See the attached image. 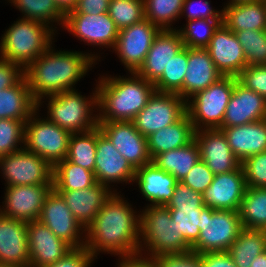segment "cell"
Instances as JSON below:
<instances>
[{
    "label": "cell",
    "mask_w": 266,
    "mask_h": 267,
    "mask_svg": "<svg viewBox=\"0 0 266 267\" xmlns=\"http://www.w3.org/2000/svg\"><path fill=\"white\" fill-rule=\"evenodd\" d=\"M121 192H114L106 200L85 229L84 247L96 259L100 253L117 258L139 255L141 210H134Z\"/></svg>",
    "instance_id": "6da1fadb"
},
{
    "label": "cell",
    "mask_w": 266,
    "mask_h": 267,
    "mask_svg": "<svg viewBox=\"0 0 266 267\" xmlns=\"http://www.w3.org/2000/svg\"><path fill=\"white\" fill-rule=\"evenodd\" d=\"M54 45L24 70L32 97L37 103L44 97L76 90L78 81L88 76V72L102 59V53L62 51L56 50Z\"/></svg>",
    "instance_id": "7a4b0ae2"
},
{
    "label": "cell",
    "mask_w": 266,
    "mask_h": 267,
    "mask_svg": "<svg viewBox=\"0 0 266 267\" xmlns=\"http://www.w3.org/2000/svg\"><path fill=\"white\" fill-rule=\"evenodd\" d=\"M130 74V75H129ZM126 76V77H124ZM98 80V81H97ZM98 122L132 121L156 91L155 85L136 72L97 78Z\"/></svg>",
    "instance_id": "3957f363"
},
{
    "label": "cell",
    "mask_w": 266,
    "mask_h": 267,
    "mask_svg": "<svg viewBox=\"0 0 266 267\" xmlns=\"http://www.w3.org/2000/svg\"><path fill=\"white\" fill-rule=\"evenodd\" d=\"M56 36V32L42 22L18 18L0 38V57L25 70L55 42Z\"/></svg>",
    "instance_id": "277c9868"
},
{
    "label": "cell",
    "mask_w": 266,
    "mask_h": 267,
    "mask_svg": "<svg viewBox=\"0 0 266 267\" xmlns=\"http://www.w3.org/2000/svg\"><path fill=\"white\" fill-rule=\"evenodd\" d=\"M81 93L76 89L44 97L38 103V109L41 111L46 104L47 114L44 115L71 134L91 131L98 127L97 87L95 85L90 96Z\"/></svg>",
    "instance_id": "5b68a950"
},
{
    "label": "cell",
    "mask_w": 266,
    "mask_h": 267,
    "mask_svg": "<svg viewBox=\"0 0 266 267\" xmlns=\"http://www.w3.org/2000/svg\"><path fill=\"white\" fill-rule=\"evenodd\" d=\"M141 210L139 255L153 259L191 250L171 219L168 207L145 205Z\"/></svg>",
    "instance_id": "8992f818"
},
{
    "label": "cell",
    "mask_w": 266,
    "mask_h": 267,
    "mask_svg": "<svg viewBox=\"0 0 266 267\" xmlns=\"http://www.w3.org/2000/svg\"><path fill=\"white\" fill-rule=\"evenodd\" d=\"M234 84V76H222L186 101V113L195 131L222 127Z\"/></svg>",
    "instance_id": "52a82bcc"
},
{
    "label": "cell",
    "mask_w": 266,
    "mask_h": 267,
    "mask_svg": "<svg viewBox=\"0 0 266 267\" xmlns=\"http://www.w3.org/2000/svg\"><path fill=\"white\" fill-rule=\"evenodd\" d=\"M37 109L25 122L24 149L36 153L52 167L67 157L71 133L40 116Z\"/></svg>",
    "instance_id": "ba28073f"
},
{
    "label": "cell",
    "mask_w": 266,
    "mask_h": 267,
    "mask_svg": "<svg viewBox=\"0 0 266 267\" xmlns=\"http://www.w3.org/2000/svg\"><path fill=\"white\" fill-rule=\"evenodd\" d=\"M199 217L200 235L191 246V250L199 254L228 251L243 229L239 211L214 210L205 206Z\"/></svg>",
    "instance_id": "9c48e42d"
},
{
    "label": "cell",
    "mask_w": 266,
    "mask_h": 267,
    "mask_svg": "<svg viewBox=\"0 0 266 267\" xmlns=\"http://www.w3.org/2000/svg\"><path fill=\"white\" fill-rule=\"evenodd\" d=\"M0 170L5 186L53 184V167L24 148L1 156Z\"/></svg>",
    "instance_id": "30bf717a"
},
{
    "label": "cell",
    "mask_w": 266,
    "mask_h": 267,
    "mask_svg": "<svg viewBox=\"0 0 266 267\" xmlns=\"http://www.w3.org/2000/svg\"><path fill=\"white\" fill-rule=\"evenodd\" d=\"M62 28L80 42L87 43L85 45L102 48L101 51L106 48L110 52L111 48L114 49L119 34V29L108 12L98 15L66 13Z\"/></svg>",
    "instance_id": "8fae6325"
},
{
    "label": "cell",
    "mask_w": 266,
    "mask_h": 267,
    "mask_svg": "<svg viewBox=\"0 0 266 267\" xmlns=\"http://www.w3.org/2000/svg\"><path fill=\"white\" fill-rule=\"evenodd\" d=\"M186 113V102L175 93L155 91L146 106L132 120L146 138L173 123Z\"/></svg>",
    "instance_id": "7c38bea8"
},
{
    "label": "cell",
    "mask_w": 266,
    "mask_h": 267,
    "mask_svg": "<svg viewBox=\"0 0 266 267\" xmlns=\"http://www.w3.org/2000/svg\"><path fill=\"white\" fill-rule=\"evenodd\" d=\"M161 31L147 19L119 30L112 53L117 55L127 72H136L143 64L154 38Z\"/></svg>",
    "instance_id": "4fadbf2b"
},
{
    "label": "cell",
    "mask_w": 266,
    "mask_h": 267,
    "mask_svg": "<svg viewBox=\"0 0 266 267\" xmlns=\"http://www.w3.org/2000/svg\"><path fill=\"white\" fill-rule=\"evenodd\" d=\"M95 156L94 176L98 183L106 185L113 193L118 190L114 188L116 183L133 185L136 169L119 153L98 127Z\"/></svg>",
    "instance_id": "5bb4252c"
},
{
    "label": "cell",
    "mask_w": 266,
    "mask_h": 267,
    "mask_svg": "<svg viewBox=\"0 0 266 267\" xmlns=\"http://www.w3.org/2000/svg\"><path fill=\"white\" fill-rule=\"evenodd\" d=\"M0 213L24 222L39 220L53 184L5 186ZM2 206V207H1Z\"/></svg>",
    "instance_id": "9a60e30c"
},
{
    "label": "cell",
    "mask_w": 266,
    "mask_h": 267,
    "mask_svg": "<svg viewBox=\"0 0 266 267\" xmlns=\"http://www.w3.org/2000/svg\"><path fill=\"white\" fill-rule=\"evenodd\" d=\"M39 221L72 248L84 247V227L75 219L65 200L54 189L43 204Z\"/></svg>",
    "instance_id": "2e32d148"
},
{
    "label": "cell",
    "mask_w": 266,
    "mask_h": 267,
    "mask_svg": "<svg viewBox=\"0 0 266 267\" xmlns=\"http://www.w3.org/2000/svg\"><path fill=\"white\" fill-rule=\"evenodd\" d=\"M98 128L135 169L152 162L147 138L132 121L98 122Z\"/></svg>",
    "instance_id": "e0dca14e"
},
{
    "label": "cell",
    "mask_w": 266,
    "mask_h": 267,
    "mask_svg": "<svg viewBox=\"0 0 266 267\" xmlns=\"http://www.w3.org/2000/svg\"><path fill=\"white\" fill-rule=\"evenodd\" d=\"M244 171L240 165L228 173L216 174L202 193L203 204L214 210L239 211L246 190Z\"/></svg>",
    "instance_id": "ac0fdd59"
},
{
    "label": "cell",
    "mask_w": 266,
    "mask_h": 267,
    "mask_svg": "<svg viewBox=\"0 0 266 267\" xmlns=\"http://www.w3.org/2000/svg\"><path fill=\"white\" fill-rule=\"evenodd\" d=\"M205 49L223 76L237 77L246 67V58L241 44L235 33L223 23L214 31Z\"/></svg>",
    "instance_id": "d6986e66"
},
{
    "label": "cell",
    "mask_w": 266,
    "mask_h": 267,
    "mask_svg": "<svg viewBox=\"0 0 266 267\" xmlns=\"http://www.w3.org/2000/svg\"><path fill=\"white\" fill-rule=\"evenodd\" d=\"M29 267H45L62 259L73 248L39 220L27 222Z\"/></svg>",
    "instance_id": "ffe728a7"
},
{
    "label": "cell",
    "mask_w": 266,
    "mask_h": 267,
    "mask_svg": "<svg viewBox=\"0 0 266 267\" xmlns=\"http://www.w3.org/2000/svg\"><path fill=\"white\" fill-rule=\"evenodd\" d=\"M200 159L214 175L236 170L241 162L236 158L220 129H202L194 132Z\"/></svg>",
    "instance_id": "44dd1931"
},
{
    "label": "cell",
    "mask_w": 266,
    "mask_h": 267,
    "mask_svg": "<svg viewBox=\"0 0 266 267\" xmlns=\"http://www.w3.org/2000/svg\"><path fill=\"white\" fill-rule=\"evenodd\" d=\"M266 119V99L246 88L235 77L233 93L221 128L240 126Z\"/></svg>",
    "instance_id": "7402d4cb"
},
{
    "label": "cell",
    "mask_w": 266,
    "mask_h": 267,
    "mask_svg": "<svg viewBox=\"0 0 266 267\" xmlns=\"http://www.w3.org/2000/svg\"><path fill=\"white\" fill-rule=\"evenodd\" d=\"M184 47L177 30H161L136 73L154 84L162 76L170 60Z\"/></svg>",
    "instance_id": "603a6c76"
},
{
    "label": "cell",
    "mask_w": 266,
    "mask_h": 267,
    "mask_svg": "<svg viewBox=\"0 0 266 267\" xmlns=\"http://www.w3.org/2000/svg\"><path fill=\"white\" fill-rule=\"evenodd\" d=\"M0 263L29 267L27 222L0 213Z\"/></svg>",
    "instance_id": "cb8c5ba5"
},
{
    "label": "cell",
    "mask_w": 266,
    "mask_h": 267,
    "mask_svg": "<svg viewBox=\"0 0 266 267\" xmlns=\"http://www.w3.org/2000/svg\"><path fill=\"white\" fill-rule=\"evenodd\" d=\"M133 183L143 199L149 202L146 205L165 206L174 193L177 180L151 162L136 169Z\"/></svg>",
    "instance_id": "d4e9b609"
},
{
    "label": "cell",
    "mask_w": 266,
    "mask_h": 267,
    "mask_svg": "<svg viewBox=\"0 0 266 267\" xmlns=\"http://www.w3.org/2000/svg\"><path fill=\"white\" fill-rule=\"evenodd\" d=\"M56 192L62 196L75 219L84 229L93 222L103 204L113 194L106 185L98 182L85 189Z\"/></svg>",
    "instance_id": "484cf974"
},
{
    "label": "cell",
    "mask_w": 266,
    "mask_h": 267,
    "mask_svg": "<svg viewBox=\"0 0 266 267\" xmlns=\"http://www.w3.org/2000/svg\"><path fill=\"white\" fill-rule=\"evenodd\" d=\"M222 76L205 48L188 47V66L183 81V100L186 102Z\"/></svg>",
    "instance_id": "4316f807"
},
{
    "label": "cell",
    "mask_w": 266,
    "mask_h": 267,
    "mask_svg": "<svg viewBox=\"0 0 266 267\" xmlns=\"http://www.w3.org/2000/svg\"><path fill=\"white\" fill-rule=\"evenodd\" d=\"M220 130L241 163L250 156L266 151V119Z\"/></svg>",
    "instance_id": "83f0119b"
},
{
    "label": "cell",
    "mask_w": 266,
    "mask_h": 267,
    "mask_svg": "<svg viewBox=\"0 0 266 267\" xmlns=\"http://www.w3.org/2000/svg\"><path fill=\"white\" fill-rule=\"evenodd\" d=\"M222 6V23L228 29L266 30V0Z\"/></svg>",
    "instance_id": "f1b7e54d"
},
{
    "label": "cell",
    "mask_w": 266,
    "mask_h": 267,
    "mask_svg": "<svg viewBox=\"0 0 266 267\" xmlns=\"http://www.w3.org/2000/svg\"><path fill=\"white\" fill-rule=\"evenodd\" d=\"M192 122L185 113L177 122L147 137L148 152L153 159L156 155L186 146L194 139Z\"/></svg>",
    "instance_id": "f546056e"
},
{
    "label": "cell",
    "mask_w": 266,
    "mask_h": 267,
    "mask_svg": "<svg viewBox=\"0 0 266 267\" xmlns=\"http://www.w3.org/2000/svg\"><path fill=\"white\" fill-rule=\"evenodd\" d=\"M38 109L25 76L10 88L0 90V119H16L24 123Z\"/></svg>",
    "instance_id": "4dcf8cb0"
},
{
    "label": "cell",
    "mask_w": 266,
    "mask_h": 267,
    "mask_svg": "<svg viewBox=\"0 0 266 267\" xmlns=\"http://www.w3.org/2000/svg\"><path fill=\"white\" fill-rule=\"evenodd\" d=\"M200 160L198 144L193 139L186 146L156 155L152 162L160 169L181 181Z\"/></svg>",
    "instance_id": "1f68e13d"
},
{
    "label": "cell",
    "mask_w": 266,
    "mask_h": 267,
    "mask_svg": "<svg viewBox=\"0 0 266 267\" xmlns=\"http://www.w3.org/2000/svg\"><path fill=\"white\" fill-rule=\"evenodd\" d=\"M266 251V231L243 228L228 249L236 267H250L254 258Z\"/></svg>",
    "instance_id": "d6a6232c"
},
{
    "label": "cell",
    "mask_w": 266,
    "mask_h": 267,
    "mask_svg": "<svg viewBox=\"0 0 266 267\" xmlns=\"http://www.w3.org/2000/svg\"><path fill=\"white\" fill-rule=\"evenodd\" d=\"M11 3L24 19L42 22L51 27L56 33L62 28L65 14L59 9L54 0H4ZM56 25V27H55ZM59 26V27H57ZM57 29V30H56Z\"/></svg>",
    "instance_id": "836d02e7"
},
{
    "label": "cell",
    "mask_w": 266,
    "mask_h": 267,
    "mask_svg": "<svg viewBox=\"0 0 266 267\" xmlns=\"http://www.w3.org/2000/svg\"><path fill=\"white\" fill-rule=\"evenodd\" d=\"M52 179L55 191L85 189L97 183L94 172L75 165L66 158L53 167Z\"/></svg>",
    "instance_id": "e575fe53"
},
{
    "label": "cell",
    "mask_w": 266,
    "mask_h": 267,
    "mask_svg": "<svg viewBox=\"0 0 266 267\" xmlns=\"http://www.w3.org/2000/svg\"><path fill=\"white\" fill-rule=\"evenodd\" d=\"M239 216L243 228L266 231V187H247Z\"/></svg>",
    "instance_id": "d590c367"
},
{
    "label": "cell",
    "mask_w": 266,
    "mask_h": 267,
    "mask_svg": "<svg viewBox=\"0 0 266 267\" xmlns=\"http://www.w3.org/2000/svg\"><path fill=\"white\" fill-rule=\"evenodd\" d=\"M97 127L88 132L71 134L66 159L94 172Z\"/></svg>",
    "instance_id": "8d00e7d4"
},
{
    "label": "cell",
    "mask_w": 266,
    "mask_h": 267,
    "mask_svg": "<svg viewBox=\"0 0 266 267\" xmlns=\"http://www.w3.org/2000/svg\"><path fill=\"white\" fill-rule=\"evenodd\" d=\"M184 0H144L145 19L161 30H177L174 23L180 20Z\"/></svg>",
    "instance_id": "74e56055"
},
{
    "label": "cell",
    "mask_w": 266,
    "mask_h": 267,
    "mask_svg": "<svg viewBox=\"0 0 266 267\" xmlns=\"http://www.w3.org/2000/svg\"><path fill=\"white\" fill-rule=\"evenodd\" d=\"M188 66V47L177 53L154 83L158 92L175 93L183 99V81Z\"/></svg>",
    "instance_id": "f35d334b"
},
{
    "label": "cell",
    "mask_w": 266,
    "mask_h": 267,
    "mask_svg": "<svg viewBox=\"0 0 266 267\" xmlns=\"http://www.w3.org/2000/svg\"><path fill=\"white\" fill-rule=\"evenodd\" d=\"M222 19H196L186 21V26H177L184 45L190 48H206Z\"/></svg>",
    "instance_id": "ab89813d"
},
{
    "label": "cell",
    "mask_w": 266,
    "mask_h": 267,
    "mask_svg": "<svg viewBox=\"0 0 266 267\" xmlns=\"http://www.w3.org/2000/svg\"><path fill=\"white\" fill-rule=\"evenodd\" d=\"M241 44L248 65H266V30L233 31Z\"/></svg>",
    "instance_id": "60d3db41"
},
{
    "label": "cell",
    "mask_w": 266,
    "mask_h": 267,
    "mask_svg": "<svg viewBox=\"0 0 266 267\" xmlns=\"http://www.w3.org/2000/svg\"><path fill=\"white\" fill-rule=\"evenodd\" d=\"M108 14L120 30L145 19L144 0H110Z\"/></svg>",
    "instance_id": "b9f144b4"
},
{
    "label": "cell",
    "mask_w": 266,
    "mask_h": 267,
    "mask_svg": "<svg viewBox=\"0 0 266 267\" xmlns=\"http://www.w3.org/2000/svg\"><path fill=\"white\" fill-rule=\"evenodd\" d=\"M204 207L205 205L197 209H169L177 230L190 246L198 240L200 235L201 219L199 216Z\"/></svg>",
    "instance_id": "7bdbcfd3"
},
{
    "label": "cell",
    "mask_w": 266,
    "mask_h": 267,
    "mask_svg": "<svg viewBox=\"0 0 266 267\" xmlns=\"http://www.w3.org/2000/svg\"><path fill=\"white\" fill-rule=\"evenodd\" d=\"M24 127L23 121L0 119V157L24 148Z\"/></svg>",
    "instance_id": "ee69618b"
},
{
    "label": "cell",
    "mask_w": 266,
    "mask_h": 267,
    "mask_svg": "<svg viewBox=\"0 0 266 267\" xmlns=\"http://www.w3.org/2000/svg\"><path fill=\"white\" fill-rule=\"evenodd\" d=\"M241 166L247 187H266V151L248 157Z\"/></svg>",
    "instance_id": "f6af8a7d"
},
{
    "label": "cell",
    "mask_w": 266,
    "mask_h": 267,
    "mask_svg": "<svg viewBox=\"0 0 266 267\" xmlns=\"http://www.w3.org/2000/svg\"><path fill=\"white\" fill-rule=\"evenodd\" d=\"M203 205L202 193L192 190L181 181H177L174 193L165 206L169 209H197Z\"/></svg>",
    "instance_id": "bcb514c9"
},
{
    "label": "cell",
    "mask_w": 266,
    "mask_h": 267,
    "mask_svg": "<svg viewBox=\"0 0 266 267\" xmlns=\"http://www.w3.org/2000/svg\"><path fill=\"white\" fill-rule=\"evenodd\" d=\"M223 10L211 6L209 0H184L180 19L186 18L185 21L196 19H222Z\"/></svg>",
    "instance_id": "7dc6e473"
},
{
    "label": "cell",
    "mask_w": 266,
    "mask_h": 267,
    "mask_svg": "<svg viewBox=\"0 0 266 267\" xmlns=\"http://www.w3.org/2000/svg\"><path fill=\"white\" fill-rule=\"evenodd\" d=\"M246 88L266 99V65H248L237 76Z\"/></svg>",
    "instance_id": "c3c4849f"
},
{
    "label": "cell",
    "mask_w": 266,
    "mask_h": 267,
    "mask_svg": "<svg viewBox=\"0 0 266 267\" xmlns=\"http://www.w3.org/2000/svg\"><path fill=\"white\" fill-rule=\"evenodd\" d=\"M153 260L157 267H202L201 254L193 250L158 255Z\"/></svg>",
    "instance_id": "681fc988"
},
{
    "label": "cell",
    "mask_w": 266,
    "mask_h": 267,
    "mask_svg": "<svg viewBox=\"0 0 266 267\" xmlns=\"http://www.w3.org/2000/svg\"><path fill=\"white\" fill-rule=\"evenodd\" d=\"M214 174L201 159L191 168L181 180L184 184L196 192L203 193L213 182Z\"/></svg>",
    "instance_id": "f907efd6"
},
{
    "label": "cell",
    "mask_w": 266,
    "mask_h": 267,
    "mask_svg": "<svg viewBox=\"0 0 266 267\" xmlns=\"http://www.w3.org/2000/svg\"><path fill=\"white\" fill-rule=\"evenodd\" d=\"M96 258L85 248H73L62 259L45 267H91Z\"/></svg>",
    "instance_id": "816d5d0a"
},
{
    "label": "cell",
    "mask_w": 266,
    "mask_h": 267,
    "mask_svg": "<svg viewBox=\"0 0 266 267\" xmlns=\"http://www.w3.org/2000/svg\"><path fill=\"white\" fill-rule=\"evenodd\" d=\"M23 77L22 67L0 57V90L15 86Z\"/></svg>",
    "instance_id": "f5cc1de1"
},
{
    "label": "cell",
    "mask_w": 266,
    "mask_h": 267,
    "mask_svg": "<svg viewBox=\"0 0 266 267\" xmlns=\"http://www.w3.org/2000/svg\"><path fill=\"white\" fill-rule=\"evenodd\" d=\"M110 0H77L75 8L68 13L102 14L108 12Z\"/></svg>",
    "instance_id": "db71d44e"
},
{
    "label": "cell",
    "mask_w": 266,
    "mask_h": 267,
    "mask_svg": "<svg viewBox=\"0 0 266 267\" xmlns=\"http://www.w3.org/2000/svg\"><path fill=\"white\" fill-rule=\"evenodd\" d=\"M202 267H236L230 254L226 252H207L201 254Z\"/></svg>",
    "instance_id": "11a10c76"
},
{
    "label": "cell",
    "mask_w": 266,
    "mask_h": 267,
    "mask_svg": "<svg viewBox=\"0 0 266 267\" xmlns=\"http://www.w3.org/2000/svg\"><path fill=\"white\" fill-rule=\"evenodd\" d=\"M115 267H157V264L151 258L141 255L117 258Z\"/></svg>",
    "instance_id": "9f6ffc18"
},
{
    "label": "cell",
    "mask_w": 266,
    "mask_h": 267,
    "mask_svg": "<svg viewBox=\"0 0 266 267\" xmlns=\"http://www.w3.org/2000/svg\"><path fill=\"white\" fill-rule=\"evenodd\" d=\"M59 9L64 13H68L69 11L75 8L77 0H54Z\"/></svg>",
    "instance_id": "6f0895ef"
},
{
    "label": "cell",
    "mask_w": 266,
    "mask_h": 267,
    "mask_svg": "<svg viewBox=\"0 0 266 267\" xmlns=\"http://www.w3.org/2000/svg\"><path fill=\"white\" fill-rule=\"evenodd\" d=\"M250 267H266V251L254 258L253 263L250 264Z\"/></svg>",
    "instance_id": "680465c9"
},
{
    "label": "cell",
    "mask_w": 266,
    "mask_h": 267,
    "mask_svg": "<svg viewBox=\"0 0 266 267\" xmlns=\"http://www.w3.org/2000/svg\"><path fill=\"white\" fill-rule=\"evenodd\" d=\"M253 1H258V0H227V3H224V5L248 3Z\"/></svg>",
    "instance_id": "91938a15"
},
{
    "label": "cell",
    "mask_w": 266,
    "mask_h": 267,
    "mask_svg": "<svg viewBox=\"0 0 266 267\" xmlns=\"http://www.w3.org/2000/svg\"><path fill=\"white\" fill-rule=\"evenodd\" d=\"M0 267H20V266L11 265V264H1L0 263Z\"/></svg>",
    "instance_id": "94428289"
}]
</instances>
